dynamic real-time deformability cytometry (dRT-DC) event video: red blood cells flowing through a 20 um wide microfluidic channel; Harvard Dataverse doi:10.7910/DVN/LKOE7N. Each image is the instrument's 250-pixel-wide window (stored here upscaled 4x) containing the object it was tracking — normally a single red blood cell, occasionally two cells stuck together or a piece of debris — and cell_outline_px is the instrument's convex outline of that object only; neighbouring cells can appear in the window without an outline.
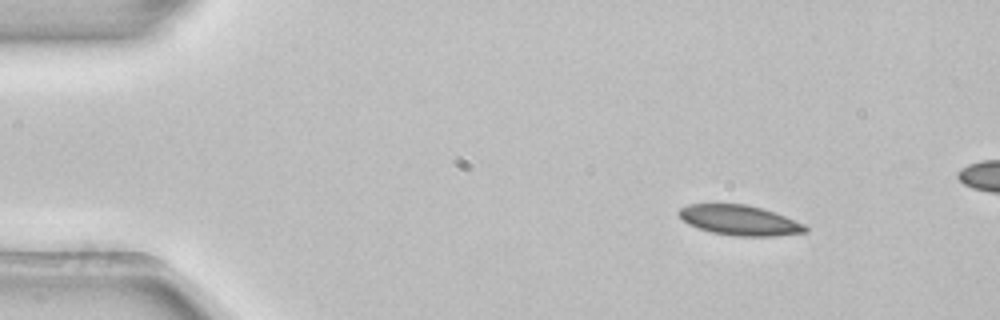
{"species": "common noctule bat (a hibernating species)", "species_latin": "Nyctalus noctula", "temperature_condition": "room temperature", "stored_images_in_passage": 4, "segment_of_instrument_passage": [2, 2], "camera_frame_rate_fps": 3000, "um_per_image_px": 0.085, "animal": {"sex": "female", "body_mass_g": 22.7, "forearm_length_mm": 54.2}, "frame": {"image": 1, "passage_image": 4, "time_ms": 1.0, "image_size_px": [1000, 320], "cell_outline_px": [[808, 232], [776, 236], [736, 236], [712, 232], [688, 224], [676, 212], [680, 208], [688, 204], [748, 204], [784, 216], [804, 224], [808, 228]], "centroid_in_image_um": [62.86, 18.72], "position_along_channel_um": 22.1, "area_um2": 21.96}}